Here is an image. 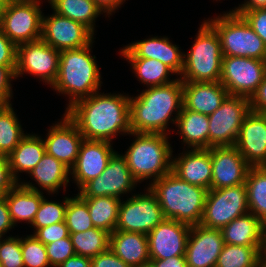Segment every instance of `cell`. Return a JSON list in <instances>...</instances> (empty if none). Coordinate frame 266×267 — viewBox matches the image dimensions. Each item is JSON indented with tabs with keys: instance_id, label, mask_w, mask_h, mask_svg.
Returning <instances> with one entry per match:
<instances>
[{
	"instance_id": "obj_17",
	"label": "cell",
	"mask_w": 266,
	"mask_h": 267,
	"mask_svg": "<svg viewBox=\"0 0 266 267\" xmlns=\"http://www.w3.org/2000/svg\"><path fill=\"white\" fill-rule=\"evenodd\" d=\"M190 229L186 223L164 219L147 234L150 259L185 256Z\"/></svg>"
},
{
	"instance_id": "obj_45",
	"label": "cell",
	"mask_w": 266,
	"mask_h": 267,
	"mask_svg": "<svg viewBox=\"0 0 266 267\" xmlns=\"http://www.w3.org/2000/svg\"><path fill=\"white\" fill-rule=\"evenodd\" d=\"M15 69L16 66H0V103L11 104V81L16 78Z\"/></svg>"
},
{
	"instance_id": "obj_28",
	"label": "cell",
	"mask_w": 266,
	"mask_h": 267,
	"mask_svg": "<svg viewBox=\"0 0 266 267\" xmlns=\"http://www.w3.org/2000/svg\"><path fill=\"white\" fill-rule=\"evenodd\" d=\"M176 126L183 142L192 149H209L208 115L197 113L182 106Z\"/></svg>"
},
{
	"instance_id": "obj_60",
	"label": "cell",
	"mask_w": 266,
	"mask_h": 267,
	"mask_svg": "<svg viewBox=\"0 0 266 267\" xmlns=\"http://www.w3.org/2000/svg\"><path fill=\"white\" fill-rule=\"evenodd\" d=\"M5 104H3V103H0V109L4 106Z\"/></svg>"
},
{
	"instance_id": "obj_22",
	"label": "cell",
	"mask_w": 266,
	"mask_h": 267,
	"mask_svg": "<svg viewBox=\"0 0 266 267\" xmlns=\"http://www.w3.org/2000/svg\"><path fill=\"white\" fill-rule=\"evenodd\" d=\"M120 53L125 59L148 58L158 60L169 67L174 74L181 75L183 71L184 54L167 37H151L128 44L121 49Z\"/></svg>"
},
{
	"instance_id": "obj_34",
	"label": "cell",
	"mask_w": 266,
	"mask_h": 267,
	"mask_svg": "<svg viewBox=\"0 0 266 267\" xmlns=\"http://www.w3.org/2000/svg\"><path fill=\"white\" fill-rule=\"evenodd\" d=\"M111 233L93 227L84 232L70 233L76 255L95 257L110 249Z\"/></svg>"
},
{
	"instance_id": "obj_40",
	"label": "cell",
	"mask_w": 266,
	"mask_h": 267,
	"mask_svg": "<svg viewBox=\"0 0 266 267\" xmlns=\"http://www.w3.org/2000/svg\"><path fill=\"white\" fill-rule=\"evenodd\" d=\"M21 251L24 267L50 266L45 245L33 234L21 237Z\"/></svg>"
},
{
	"instance_id": "obj_11",
	"label": "cell",
	"mask_w": 266,
	"mask_h": 267,
	"mask_svg": "<svg viewBox=\"0 0 266 267\" xmlns=\"http://www.w3.org/2000/svg\"><path fill=\"white\" fill-rule=\"evenodd\" d=\"M266 75L265 60L223 56L220 83L229 95L250 98Z\"/></svg>"
},
{
	"instance_id": "obj_33",
	"label": "cell",
	"mask_w": 266,
	"mask_h": 267,
	"mask_svg": "<svg viewBox=\"0 0 266 267\" xmlns=\"http://www.w3.org/2000/svg\"><path fill=\"white\" fill-rule=\"evenodd\" d=\"M245 185L249 212L266 223V168L250 167Z\"/></svg>"
},
{
	"instance_id": "obj_10",
	"label": "cell",
	"mask_w": 266,
	"mask_h": 267,
	"mask_svg": "<svg viewBox=\"0 0 266 267\" xmlns=\"http://www.w3.org/2000/svg\"><path fill=\"white\" fill-rule=\"evenodd\" d=\"M250 112L249 99L229 95L209 118V148L234 146L245 116Z\"/></svg>"
},
{
	"instance_id": "obj_21",
	"label": "cell",
	"mask_w": 266,
	"mask_h": 267,
	"mask_svg": "<svg viewBox=\"0 0 266 267\" xmlns=\"http://www.w3.org/2000/svg\"><path fill=\"white\" fill-rule=\"evenodd\" d=\"M47 135L44 140L46 153L71 169L84 140L77 126L64 114L62 121L51 126Z\"/></svg>"
},
{
	"instance_id": "obj_42",
	"label": "cell",
	"mask_w": 266,
	"mask_h": 267,
	"mask_svg": "<svg viewBox=\"0 0 266 267\" xmlns=\"http://www.w3.org/2000/svg\"><path fill=\"white\" fill-rule=\"evenodd\" d=\"M50 267H58L76 255L70 236L45 245Z\"/></svg>"
},
{
	"instance_id": "obj_8",
	"label": "cell",
	"mask_w": 266,
	"mask_h": 267,
	"mask_svg": "<svg viewBox=\"0 0 266 267\" xmlns=\"http://www.w3.org/2000/svg\"><path fill=\"white\" fill-rule=\"evenodd\" d=\"M40 0H9L0 24L3 33L16 45L41 39Z\"/></svg>"
},
{
	"instance_id": "obj_54",
	"label": "cell",
	"mask_w": 266,
	"mask_h": 267,
	"mask_svg": "<svg viewBox=\"0 0 266 267\" xmlns=\"http://www.w3.org/2000/svg\"><path fill=\"white\" fill-rule=\"evenodd\" d=\"M259 8H266V0H245L244 4L235 7L232 11H248Z\"/></svg>"
},
{
	"instance_id": "obj_24",
	"label": "cell",
	"mask_w": 266,
	"mask_h": 267,
	"mask_svg": "<svg viewBox=\"0 0 266 267\" xmlns=\"http://www.w3.org/2000/svg\"><path fill=\"white\" fill-rule=\"evenodd\" d=\"M229 96L218 82H183V106L193 112L210 115Z\"/></svg>"
},
{
	"instance_id": "obj_43",
	"label": "cell",
	"mask_w": 266,
	"mask_h": 267,
	"mask_svg": "<svg viewBox=\"0 0 266 267\" xmlns=\"http://www.w3.org/2000/svg\"><path fill=\"white\" fill-rule=\"evenodd\" d=\"M233 12L241 15L266 45V8Z\"/></svg>"
},
{
	"instance_id": "obj_5",
	"label": "cell",
	"mask_w": 266,
	"mask_h": 267,
	"mask_svg": "<svg viewBox=\"0 0 266 267\" xmlns=\"http://www.w3.org/2000/svg\"><path fill=\"white\" fill-rule=\"evenodd\" d=\"M136 139L123 155L134 178L153 182L171 171L172 153L168 135L132 132Z\"/></svg>"
},
{
	"instance_id": "obj_55",
	"label": "cell",
	"mask_w": 266,
	"mask_h": 267,
	"mask_svg": "<svg viewBox=\"0 0 266 267\" xmlns=\"http://www.w3.org/2000/svg\"><path fill=\"white\" fill-rule=\"evenodd\" d=\"M261 257L266 260V232H264V239L261 248Z\"/></svg>"
},
{
	"instance_id": "obj_1",
	"label": "cell",
	"mask_w": 266,
	"mask_h": 267,
	"mask_svg": "<svg viewBox=\"0 0 266 267\" xmlns=\"http://www.w3.org/2000/svg\"><path fill=\"white\" fill-rule=\"evenodd\" d=\"M65 114L85 140L111 142L117 133H132L130 97L123 94L97 91L67 107Z\"/></svg>"
},
{
	"instance_id": "obj_26",
	"label": "cell",
	"mask_w": 266,
	"mask_h": 267,
	"mask_svg": "<svg viewBox=\"0 0 266 267\" xmlns=\"http://www.w3.org/2000/svg\"><path fill=\"white\" fill-rule=\"evenodd\" d=\"M110 249L130 267L150 262L148 237L143 233L114 230L110 236Z\"/></svg>"
},
{
	"instance_id": "obj_3",
	"label": "cell",
	"mask_w": 266,
	"mask_h": 267,
	"mask_svg": "<svg viewBox=\"0 0 266 267\" xmlns=\"http://www.w3.org/2000/svg\"><path fill=\"white\" fill-rule=\"evenodd\" d=\"M165 219H174L190 226L200 224L208 190L183 181L170 171L151 182Z\"/></svg>"
},
{
	"instance_id": "obj_14",
	"label": "cell",
	"mask_w": 266,
	"mask_h": 267,
	"mask_svg": "<svg viewBox=\"0 0 266 267\" xmlns=\"http://www.w3.org/2000/svg\"><path fill=\"white\" fill-rule=\"evenodd\" d=\"M59 58L60 51L42 39L22 43L17 46L16 78L30 73L52 87L58 74Z\"/></svg>"
},
{
	"instance_id": "obj_59",
	"label": "cell",
	"mask_w": 266,
	"mask_h": 267,
	"mask_svg": "<svg viewBox=\"0 0 266 267\" xmlns=\"http://www.w3.org/2000/svg\"><path fill=\"white\" fill-rule=\"evenodd\" d=\"M138 267H152L150 264L144 265V266H138Z\"/></svg>"
},
{
	"instance_id": "obj_44",
	"label": "cell",
	"mask_w": 266,
	"mask_h": 267,
	"mask_svg": "<svg viewBox=\"0 0 266 267\" xmlns=\"http://www.w3.org/2000/svg\"><path fill=\"white\" fill-rule=\"evenodd\" d=\"M44 245L70 236L65 221L54 223L34 231L33 234Z\"/></svg>"
},
{
	"instance_id": "obj_57",
	"label": "cell",
	"mask_w": 266,
	"mask_h": 267,
	"mask_svg": "<svg viewBox=\"0 0 266 267\" xmlns=\"http://www.w3.org/2000/svg\"><path fill=\"white\" fill-rule=\"evenodd\" d=\"M255 267H266V260L260 256L255 264Z\"/></svg>"
},
{
	"instance_id": "obj_41",
	"label": "cell",
	"mask_w": 266,
	"mask_h": 267,
	"mask_svg": "<svg viewBox=\"0 0 266 267\" xmlns=\"http://www.w3.org/2000/svg\"><path fill=\"white\" fill-rule=\"evenodd\" d=\"M0 267H24L21 238H0Z\"/></svg>"
},
{
	"instance_id": "obj_47",
	"label": "cell",
	"mask_w": 266,
	"mask_h": 267,
	"mask_svg": "<svg viewBox=\"0 0 266 267\" xmlns=\"http://www.w3.org/2000/svg\"><path fill=\"white\" fill-rule=\"evenodd\" d=\"M91 267H130L111 249L91 258Z\"/></svg>"
},
{
	"instance_id": "obj_46",
	"label": "cell",
	"mask_w": 266,
	"mask_h": 267,
	"mask_svg": "<svg viewBox=\"0 0 266 267\" xmlns=\"http://www.w3.org/2000/svg\"><path fill=\"white\" fill-rule=\"evenodd\" d=\"M17 46L0 29V66H16Z\"/></svg>"
},
{
	"instance_id": "obj_35",
	"label": "cell",
	"mask_w": 266,
	"mask_h": 267,
	"mask_svg": "<svg viewBox=\"0 0 266 267\" xmlns=\"http://www.w3.org/2000/svg\"><path fill=\"white\" fill-rule=\"evenodd\" d=\"M11 104L0 109V154L9 155L26 136Z\"/></svg>"
},
{
	"instance_id": "obj_29",
	"label": "cell",
	"mask_w": 266,
	"mask_h": 267,
	"mask_svg": "<svg viewBox=\"0 0 266 267\" xmlns=\"http://www.w3.org/2000/svg\"><path fill=\"white\" fill-rule=\"evenodd\" d=\"M41 136L26 134L15 149L8 155L10 171L18 182L20 172L29 173L46 153L44 140Z\"/></svg>"
},
{
	"instance_id": "obj_16",
	"label": "cell",
	"mask_w": 266,
	"mask_h": 267,
	"mask_svg": "<svg viewBox=\"0 0 266 267\" xmlns=\"http://www.w3.org/2000/svg\"><path fill=\"white\" fill-rule=\"evenodd\" d=\"M212 161L211 189L245 184L250 165L235 146L210 148Z\"/></svg>"
},
{
	"instance_id": "obj_51",
	"label": "cell",
	"mask_w": 266,
	"mask_h": 267,
	"mask_svg": "<svg viewBox=\"0 0 266 267\" xmlns=\"http://www.w3.org/2000/svg\"><path fill=\"white\" fill-rule=\"evenodd\" d=\"M152 267H187L185 256H173L166 259H150Z\"/></svg>"
},
{
	"instance_id": "obj_38",
	"label": "cell",
	"mask_w": 266,
	"mask_h": 267,
	"mask_svg": "<svg viewBox=\"0 0 266 267\" xmlns=\"http://www.w3.org/2000/svg\"><path fill=\"white\" fill-rule=\"evenodd\" d=\"M65 222L69 233L84 232L94 227L87 203L78 194L68 198Z\"/></svg>"
},
{
	"instance_id": "obj_2",
	"label": "cell",
	"mask_w": 266,
	"mask_h": 267,
	"mask_svg": "<svg viewBox=\"0 0 266 267\" xmlns=\"http://www.w3.org/2000/svg\"><path fill=\"white\" fill-rule=\"evenodd\" d=\"M182 106L183 82L180 78L169 84L148 87L140 95L130 97L132 132L167 135L169 121L176 124ZM173 112H176L175 118H171Z\"/></svg>"
},
{
	"instance_id": "obj_27",
	"label": "cell",
	"mask_w": 266,
	"mask_h": 267,
	"mask_svg": "<svg viewBox=\"0 0 266 267\" xmlns=\"http://www.w3.org/2000/svg\"><path fill=\"white\" fill-rule=\"evenodd\" d=\"M220 230L226 244L262 246L265 224L248 212L235 218Z\"/></svg>"
},
{
	"instance_id": "obj_31",
	"label": "cell",
	"mask_w": 266,
	"mask_h": 267,
	"mask_svg": "<svg viewBox=\"0 0 266 267\" xmlns=\"http://www.w3.org/2000/svg\"><path fill=\"white\" fill-rule=\"evenodd\" d=\"M57 14L80 22L94 33L95 19L102 10L92 0H48Z\"/></svg>"
},
{
	"instance_id": "obj_58",
	"label": "cell",
	"mask_w": 266,
	"mask_h": 267,
	"mask_svg": "<svg viewBox=\"0 0 266 267\" xmlns=\"http://www.w3.org/2000/svg\"><path fill=\"white\" fill-rule=\"evenodd\" d=\"M4 193L0 190V201L4 198Z\"/></svg>"
},
{
	"instance_id": "obj_50",
	"label": "cell",
	"mask_w": 266,
	"mask_h": 267,
	"mask_svg": "<svg viewBox=\"0 0 266 267\" xmlns=\"http://www.w3.org/2000/svg\"><path fill=\"white\" fill-rule=\"evenodd\" d=\"M14 227L5 197L0 201V238Z\"/></svg>"
},
{
	"instance_id": "obj_30",
	"label": "cell",
	"mask_w": 266,
	"mask_h": 267,
	"mask_svg": "<svg viewBox=\"0 0 266 267\" xmlns=\"http://www.w3.org/2000/svg\"><path fill=\"white\" fill-rule=\"evenodd\" d=\"M39 187L49 193H56L60 187H66L69 183L70 169L47 153L36 166L29 172Z\"/></svg>"
},
{
	"instance_id": "obj_32",
	"label": "cell",
	"mask_w": 266,
	"mask_h": 267,
	"mask_svg": "<svg viewBox=\"0 0 266 267\" xmlns=\"http://www.w3.org/2000/svg\"><path fill=\"white\" fill-rule=\"evenodd\" d=\"M82 199L87 203L94 227L112 233L116 229L121 199L111 196Z\"/></svg>"
},
{
	"instance_id": "obj_4",
	"label": "cell",
	"mask_w": 266,
	"mask_h": 267,
	"mask_svg": "<svg viewBox=\"0 0 266 267\" xmlns=\"http://www.w3.org/2000/svg\"><path fill=\"white\" fill-rule=\"evenodd\" d=\"M92 43L78 49L60 51L58 74L53 89L69 96L68 107L100 90L101 74L95 56L90 54Z\"/></svg>"
},
{
	"instance_id": "obj_52",
	"label": "cell",
	"mask_w": 266,
	"mask_h": 267,
	"mask_svg": "<svg viewBox=\"0 0 266 267\" xmlns=\"http://www.w3.org/2000/svg\"><path fill=\"white\" fill-rule=\"evenodd\" d=\"M104 13L110 15L118 7H120L125 0H92Z\"/></svg>"
},
{
	"instance_id": "obj_25",
	"label": "cell",
	"mask_w": 266,
	"mask_h": 267,
	"mask_svg": "<svg viewBox=\"0 0 266 267\" xmlns=\"http://www.w3.org/2000/svg\"><path fill=\"white\" fill-rule=\"evenodd\" d=\"M42 193L32 183L18 182L4 195L14 226L18 221L32 224L44 198Z\"/></svg>"
},
{
	"instance_id": "obj_15",
	"label": "cell",
	"mask_w": 266,
	"mask_h": 267,
	"mask_svg": "<svg viewBox=\"0 0 266 267\" xmlns=\"http://www.w3.org/2000/svg\"><path fill=\"white\" fill-rule=\"evenodd\" d=\"M94 33L80 22L54 12L42 15L41 39L59 50L78 49L93 43Z\"/></svg>"
},
{
	"instance_id": "obj_36",
	"label": "cell",
	"mask_w": 266,
	"mask_h": 267,
	"mask_svg": "<svg viewBox=\"0 0 266 267\" xmlns=\"http://www.w3.org/2000/svg\"><path fill=\"white\" fill-rule=\"evenodd\" d=\"M131 63L135 75L147 87L161 86L169 84L175 80H170V73H174L169 67L155 59H126Z\"/></svg>"
},
{
	"instance_id": "obj_13",
	"label": "cell",
	"mask_w": 266,
	"mask_h": 267,
	"mask_svg": "<svg viewBox=\"0 0 266 267\" xmlns=\"http://www.w3.org/2000/svg\"><path fill=\"white\" fill-rule=\"evenodd\" d=\"M138 181L129 170L126 158L115 152L104 171L87 182L78 192L81 198L111 196L120 199L122 194L132 191Z\"/></svg>"
},
{
	"instance_id": "obj_19",
	"label": "cell",
	"mask_w": 266,
	"mask_h": 267,
	"mask_svg": "<svg viewBox=\"0 0 266 267\" xmlns=\"http://www.w3.org/2000/svg\"><path fill=\"white\" fill-rule=\"evenodd\" d=\"M234 146L251 167L266 166V114L250 111Z\"/></svg>"
},
{
	"instance_id": "obj_20",
	"label": "cell",
	"mask_w": 266,
	"mask_h": 267,
	"mask_svg": "<svg viewBox=\"0 0 266 267\" xmlns=\"http://www.w3.org/2000/svg\"><path fill=\"white\" fill-rule=\"evenodd\" d=\"M115 152L111 142L83 140L76 162L70 169L79 190L104 171Z\"/></svg>"
},
{
	"instance_id": "obj_6",
	"label": "cell",
	"mask_w": 266,
	"mask_h": 267,
	"mask_svg": "<svg viewBox=\"0 0 266 267\" xmlns=\"http://www.w3.org/2000/svg\"><path fill=\"white\" fill-rule=\"evenodd\" d=\"M197 34L191 50L184 54L180 79L182 82H218L223 59L219 36L206 20Z\"/></svg>"
},
{
	"instance_id": "obj_7",
	"label": "cell",
	"mask_w": 266,
	"mask_h": 267,
	"mask_svg": "<svg viewBox=\"0 0 266 267\" xmlns=\"http://www.w3.org/2000/svg\"><path fill=\"white\" fill-rule=\"evenodd\" d=\"M206 21L219 36L223 56L265 60L266 45L241 15L230 10Z\"/></svg>"
},
{
	"instance_id": "obj_23",
	"label": "cell",
	"mask_w": 266,
	"mask_h": 267,
	"mask_svg": "<svg viewBox=\"0 0 266 267\" xmlns=\"http://www.w3.org/2000/svg\"><path fill=\"white\" fill-rule=\"evenodd\" d=\"M171 171L183 181L211 189L212 161L209 149H191L172 159Z\"/></svg>"
},
{
	"instance_id": "obj_37",
	"label": "cell",
	"mask_w": 266,
	"mask_h": 267,
	"mask_svg": "<svg viewBox=\"0 0 266 267\" xmlns=\"http://www.w3.org/2000/svg\"><path fill=\"white\" fill-rule=\"evenodd\" d=\"M262 246H241L224 243L215 267H255Z\"/></svg>"
},
{
	"instance_id": "obj_12",
	"label": "cell",
	"mask_w": 266,
	"mask_h": 267,
	"mask_svg": "<svg viewBox=\"0 0 266 267\" xmlns=\"http://www.w3.org/2000/svg\"><path fill=\"white\" fill-rule=\"evenodd\" d=\"M146 194H136L120 202L116 229L149 234L165 217L156 195L148 187Z\"/></svg>"
},
{
	"instance_id": "obj_53",
	"label": "cell",
	"mask_w": 266,
	"mask_h": 267,
	"mask_svg": "<svg viewBox=\"0 0 266 267\" xmlns=\"http://www.w3.org/2000/svg\"><path fill=\"white\" fill-rule=\"evenodd\" d=\"M58 267H91V258L86 256L75 255L68 258Z\"/></svg>"
},
{
	"instance_id": "obj_49",
	"label": "cell",
	"mask_w": 266,
	"mask_h": 267,
	"mask_svg": "<svg viewBox=\"0 0 266 267\" xmlns=\"http://www.w3.org/2000/svg\"><path fill=\"white\" fill-rule=\"evenodd\" d=\"M249 106L252 112L266 114V75L262 83L249 98Z\"/></svg>"
},
{
	"instance_id": "obj_48",
	"label": "cell",
	"mask_w": 266,
	"mask_h": 267,
	"mask_svg": "<svg viewBox=\"0 0 266 267\" xmlns=\"http://www.w3.org/2000/svg\"><path fill=\"white\" fill-rule=\"evenodd\" d=\"M18 182L13 178L10 171L9 157L4 154H0V190L6 194L10 191Z\"/></svg>"
},
{
	"instance_id": "obj_18",
	"label": "cell",
	"mask_w": 266,
	"mask_h": 267,
	"mask_svg": "<svg viewBox=\"0 0 266 267\" xmlns=\"http://www.w3.org/2000/svg\"><path fill=\"white\" fill-rule=\"evenodd\" d=\"M223 245L220 229L191 226L185 251L187 267H215Z\"/></svg>"
},
{
	"instance_id": "obj_56",
	"label": "cell",
	"mask_w": 266,
	"mask_h": 267,
	"mask_svg": "<svg viewBox=\"0 0 266 267\" xmlns=\"http://www.w3.org/2000/svg\"><path fill=\"white\" fill-rule=\"evenodd\" d=\"M6 4H7L6 0H0V24L2 21V16L4 14V9H5Z\"/></svg>"
},
{
	"instance_id": "obj_39",
	"label": "cell",
	"mask_w": 266,
	"mask_h": 267,
	"mask_svg": "<svg viewBox=\"0 0 266 267\" xmlns=\"http://www.w3.org/2000/svg\"><path fill=\"white\" fill-rule=\"evenodd\" d=\"M64 199L65 200L62 202L63 204L49 201L45 199V197L42 199L31 224L35 228V231L39 228L65 221L68 197H65Z\"/></svg>"
},
{
	"instance_id": "obj_9",
	"label": "cell",
	"mask_w": 266,
	"mask_h": 267,
	"mask_svg": "<svg viewBox=\"0 0 266 267\" xmlns=\"http://www.w3.org/2000/svg\"><path fill=\"white\" fill-rule=\"evenodd\" d=\"M249 212L245 184L208 190L200 225L221 229Z\"/></svg>"
}]
</instances>
